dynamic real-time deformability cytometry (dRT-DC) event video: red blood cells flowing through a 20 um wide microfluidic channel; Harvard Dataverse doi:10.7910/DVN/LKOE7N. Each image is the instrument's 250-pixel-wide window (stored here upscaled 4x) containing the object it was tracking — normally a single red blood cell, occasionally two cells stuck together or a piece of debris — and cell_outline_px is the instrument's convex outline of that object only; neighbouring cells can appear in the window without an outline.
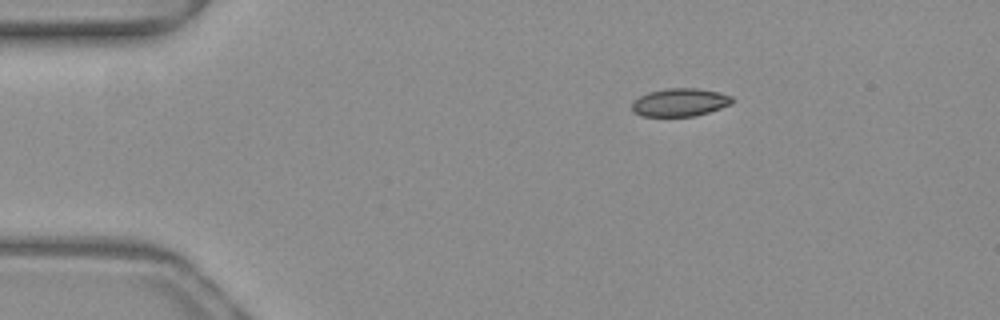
{"species": "common noctule bat (a hibernating species)", "species_latin": "Nyctalus noctula", "temperature_condition": "warm", "stored_images_in_passage": 44, "camera_frame_rate_fps": 3000, "um_per_image_px": 0.085, "animal": {"sex": "female", "body_mass_g": 19.3, "forearm_length_mm": 54.1}, "frame": {"image": 1, "passage_image": 1, "time_ms": 0.0, "image_size_px": [1000, 320], "cell_outline_px": [[732, 104], [696, 116], [644, 116], [636, 112], [632, 108], [632, 104], [640, 96], [648, 92], [668, 88], [696, 88], [720, 92], [732, 96]], "centroid_in_image_um": [57.83, 8.69], "position_along_channel_um": 27.2, "area_um2": 16.18}}
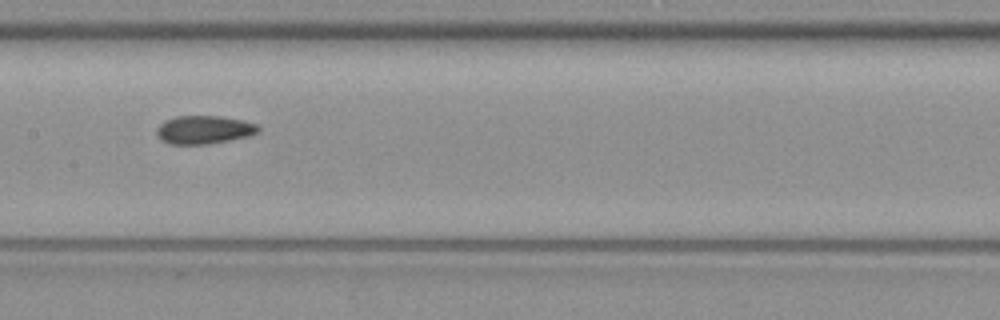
{"frame": {"image": 2, "passage_image": 18, "time_ms": 5.667, "image_size_px": [1000, 320], "cell_outline_px": [[260, 132], [248, 136], [208, 144], [168, 144], [160, 140], [156, 136], [156, 128], [164, 120], [176, 116], [220, 116], [244, 120], [256, 124], [260, 128]], "centroid_in_image_um": [17.31, 11.03], "position_along_channel_um": 190.1, "area_um2": 16.94}}
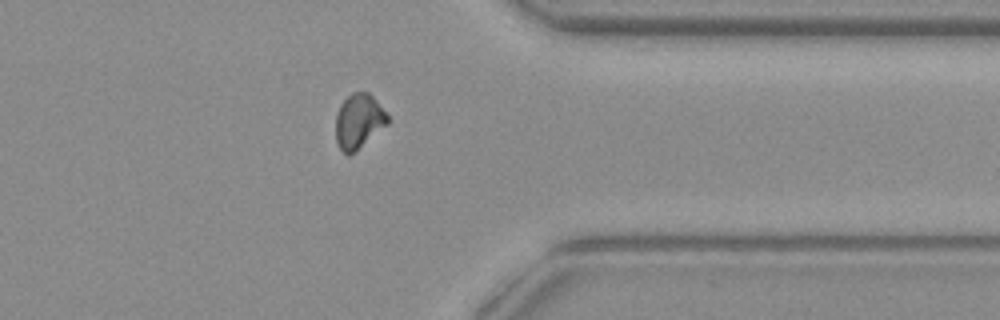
{"frame": {"image": 3, "passage_image": 33, "time_ms": 10.667, "image_size_px": [1000, 320], "cell_outline_px": [[388, 124], [348, 156], [340, 148], [336, 140], [336, 116], [340, 104], [352, 92], [368, 92], [376, 100], [388, 116]], "centroid_in_image_um": [30.48, 10.28], "position_along_channel_um": 380.9, "area_um2": 16.18}, "authors_computed_cell_mechanics": {"area_um2": 16.6464, "velocity_mm_per_s": 4.0053, "shape_relaxation_time_tau1_ms": null, "shape_relaxation_time_tau2_ms": 1.9266, "deformation_change_tau1": null, "deformation_change_tau2": 0.0712}}